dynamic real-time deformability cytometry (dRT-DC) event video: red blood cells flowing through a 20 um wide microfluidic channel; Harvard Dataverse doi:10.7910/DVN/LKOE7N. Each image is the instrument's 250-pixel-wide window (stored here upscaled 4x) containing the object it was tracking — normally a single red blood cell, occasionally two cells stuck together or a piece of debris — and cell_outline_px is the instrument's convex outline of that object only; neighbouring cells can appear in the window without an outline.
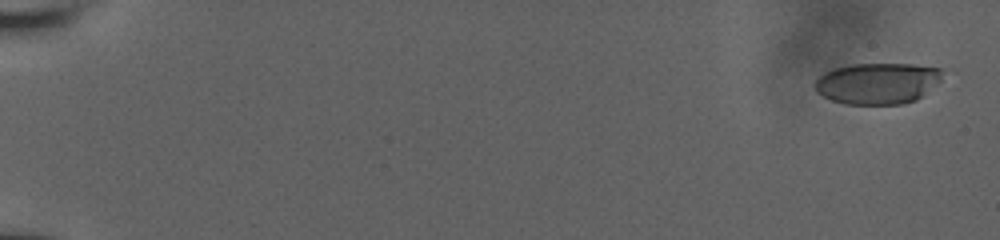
{"species": "human", "species_latin": "Homo sapiens", "temperature_condition": "room temperature", "stored_images_in_passage": 38, "camera_frame_rate_fps": 3000, "um_per_image_px": 0.085, "donor": {"sex": "male"}, "frame": {"image": 1, "passage_image": 1, "time_ms": 0.0, "image_size_px": [1000, 240], "cell_outline_px": [[940, 80], [916, 100], [900, 104], [844, 104], [832, 100], [816, 92], [816, 80], [824, 72], [848, 64], [912, 64], [940, 68]], "centroid_in_image_um": [74.56, 7.08], "position_along_channel_um": 10.4, "area_um2": 30.29}}
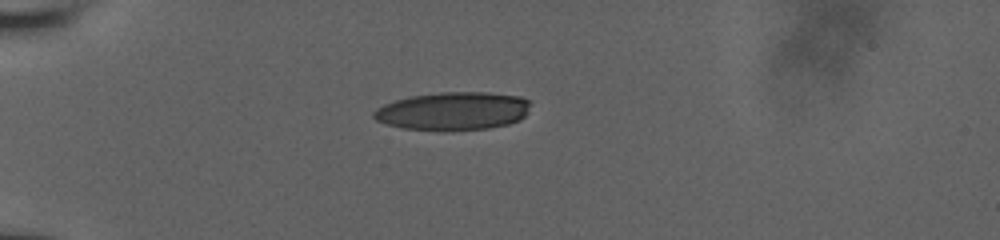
{"frame": {"image": 2, "passage_image": 31, "time_ms": 5.333, "image_size_px": [1000, 240], "cell_outline_px": [[532, 100], [528, 112], [520, 120], [508, 124], [488, 128], [404, 128], [388, 124], [376, 120], [372, 116], [372, 112], [376, 108], [384, 104], [396, 100], [412, 96], [440, 92], [488, 92], [520, 96]], "centroid_in_image_um": [38.57, 9.39], "position_along_channel_um": 46.4, "area_um2": 34.16}}